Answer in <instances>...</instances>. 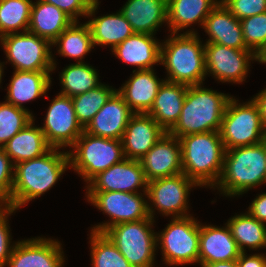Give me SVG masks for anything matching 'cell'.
<instances>
[{
	"label": "cell",
	"mask_w": 266,
	"mask_h": 267,
	"mask_svg": "<svg viewBox=\"0 0 266 267\" xmlns=\"http://www.w3.org/2000/svg\"><path fill=\"white\" fill-rule=\"evenodd\" d=\"M70 168L69 154L50 148L40 157L14 165L11 208L18 210L35 198L50 190Z\"/></svg>",
	"instance_id": "1"
},
{
	"label": "cell",
	"mask_w": 266,
	"mask_h": 267,
	"mask_svg": "<svg viewBox=\"0 0 266 267\" xmlns=\"http://www.w3.org/2000/svg\"><path fill=\"white\" fill-rule=\"evenodd\" d=\"M194 30L171 33L161 43L160 63L165 66V81L185 85H203L206 77L205 44Z\"/></svg>",
	"instance_id": "2"
},
{
	"label": "cell",
	"mask_w": 266,
	"mask_h": 267,
	"mask_svg": "<svg viewBox=\"0 0 266 267\" xmlns=\"http://www.w3.org/2000/svg\"><path fill=\"white\" fill-rule=\"evenodd\" d=\"M183 173L198 186L215 189L223 170L225 148L220 131L179 137Z\"/></svg>",
	"instance_id": "3"
},
{
	"label": "cell",
	"mask_w": 266,
	"mask_h": 267,
	"mask_svg": "<svg viewBox=\"0 0 266 267\" xmlns=\"http://www.w3.org/2000/svg\"><path fill=\"white\" fill-rule=\"evenodd\" d=\"M231 97L204 88L202 84L188 86L179 119L168 133L179 138L188 134L220 131Z\"/></svg>",
	"instance_id": "4"
},
{
	"label": "cell",
	"mask_w": 266,
	"mask_h": 267,
	"mask_svg": "<svg viewBox=\"0 0 266 267\" xmlns=\"http://www.w3.org/2000/svg\"><path fill=\"white\" fill-rule=\"evenodd\" d=\"M265 183V139L256 145L225 151L222 174L215 186L223 195L239 196Z\"/></svg>",
	"instance_id": "5"
},
{
	"label": "cell",
	"mask_w": 266,
	"mask_h": 267,
	"mask_svg": "<svg viewBox=\"0 0 266 267\" xmlns=\"http://www.w3.org/2000/svg\"><path fill=\"white\" fill-rule=\"evenodd\" d=\"M69 150L70 168H73L88 183L98 173L121 162L122 141L90 135L83 131Z\"/></svg>",
	"instance_id": "6"
},
{
	"label": "cell",
	"mask_w": 266,
	"mask_h": 267,
	"mask_svg": "<svg viewBox=\"0 0 266 267\" xmlns=\"http://www.w3.org/2000/svg\"><path fill=\"white\" fill-rule=\"evenodd\" d=\"M237 101L233 97L229 99L222 118L220 135L225 150L256 145L266 138V129L254 101L243 104Z\"/></svg>",
	"instance_id": "7"
},
{
	"label": "cell",
	"mask_w": 266,
	"mask_h": 267,
	"mask_svg": "<svg viewBox=\"0 0 266 267\" xmlns=\"http://www.w3.org/2000/svg\"><path fill=\"white\" fill-rule=\"evenodd\" d=\"M154 220L115 224L104 233L133 267H153L157 250Z\"/></svg>",
	"instance_id": "8"
},
{
	"label": "cell",
	"mask_w": 266,
	"mask_h": 267,
	"mask_svg": "<svg viewBox=\"0 0 266 267\" xmlns=\"http://www.w3.org/2000/svg\"><path fill=\"white\" fill-rule=\"evenodd\" d=\"M194 217H174L162 232L156 233V243L162 249L166 265L198 263L200 224Z\"/></svg>",
	"instance_id": "9"
},
{
	"label": "cell",
	"mask_w": 266,
	"mask_h": 267,
	"mask_svg": "<svg viewBox=\"0 0 266 267\" xmlns=\"http://www.w3.org/2000/svg\"><path fill=\"white\" fill-rule=\"evenodd\" d=\"M0 43L17 71H53L56 62L50 50L52 44L30 32H18L4 35Z\"/></svg>",
	"instance_id": "10"
},
{
	"label": "cell",
	"mask_w": 266,
	"mask_h": 267,
	"mask_svg": "<svg viewBox=\"0 0 266 267\" xmlns=\"http://www.w3.org/2000/svg\"><path fill=\"white\" fill-rule=\"evenodd\" d=\"M87 200L110 217V221L92 227V231L104 233L115 224L150 218L147 192L86 191ZM144 195V196H143Z\"/></svg>",
	"instance_id": "11"
},
{
	"label": "cell",
	"mask_w": 266,
	"mask_h": 267,
	"mask_svg": "<svg viewBox=\"0 0 266 267\" xmlns=\"http://www.w3.org/2000/svg\"><path fill=\"white\" fill-rule=\"evenodd\" d=\"M198 186L184 173L154 179L148 182L147 197L152 202L148 205L150 217L154 220L155 209L165 216L186 217L188 210V196L190 189ZM155 207L154 209L152 208Z\"/></svg>",
	"instance_id": "12"
},
{
	"label": "cell",
	"mask_w": 266,
	"mask_h": 267,
	"mask_svg": "<svg viewBox=\"0 0 266 267\" xmlns=\"http://www.w3.org/2000/svg\"><path fill=\"white\" fill-rule=\"evenodd\" d=\"M41 130L51 148H71L75 144L84 128L76 118L71 97L58 93L50 103Z\"/></svg>",
	"instance_id": "13"
},
{
	"label": "cell",
	"mask_w": 266,
	"mask_h": 267,
	"mask_svg": "<svg viewBox=\"0 0 266 267\" xmlns=\"http://www.w3.org/2000/svg\"><path fill=\"white\" fill-rule=\"evenodd\" d=\"M250 60L260 62V58L252 50L205 43L206 73L212 74L220 82L238 84L245 81Z\"/></svg>",
	"instance_id": "14"
},
{
	"label": "cell",
	"mask_w": 266,
	"mask_h": 267,
	"mask_svg": "<svg viewBox=\"0 0 266 267\" xmlns=\"http://www.w3.org/2000/svg\"><path fill=\"white\" fill-rule=\"evenodd\" d=\"M87 184L86 191L139 193V187L143 189L142 192H147L148 181L139 160L124 158L121 162L98 173Z\"/></svg>",
	"instance_id": "15"
},
{
	"label": "cell",
	"mask_w": 266,
	"mask_h": 267,
	"mask_svg": "<svg viewBox=\"0 0 266 267\" xmlns=\"http://www.w3.org/2000/svg\"><path fill=\"white\" fill-rule=\"evenodd\" d=\"M61 243L50 238H30L15 242L7 267H63Z\"/></svg>",
	"instance_id": "16"
},
{
	"label": "cell",
	"mask_w": 266,
	"mask_h": 267,
	"mask_svg": "<svg viewBox=\"0 0 266 267\" xmlns=\"http://www.w3.org/2000/svg\"><path fill=\"white\" fill-rule=\"evenodd\" d=\"M139 161L148 182L183 173L179 138L166 132Z\"/></svg>",
	"instance_id": "17"
},
{
	"label": "cell",
	"mask_w": 266,
	"mask_h": 267,
	"mask_svg": "<svg viewBox=\"0 0 266 267\" xmlns=\"http://www.w3.org/2000/svg\"><path fill=\"white\" fill-rule=\"evenodd\" d=\"M165 133L149 114H133L121 139L124 157L140 160Z\"/></svg>",
	"instance_id": "18"
},
{
	"label": "cell",
	"mask_w": 266,
	"mask_h": 267,
	"mask_svg": "<svg viewBox=\"0 0 266 267\" xmlns=\"http://www.w3.org/2000/svg\"><path fill=\"white\" fill-rule=\"evenodd\" d=\"M133 114L123 97L116 91L84 128V131L98 137L121 140Z\"/></svg>",
	"instance_id": "19"
},
{
	"label": "cell",
	"mask_w": 266,
	"mask_h": 267,
	"mask_svg": "<svg viewBox=\"0 0 266 267\" xmlns=\"http://www.w3.org/2000/svg\"><path fill=\"white\" fill-rule=\"evenodd\" d=\"M225 227L200 223L198 263L237 260L242 253L227 223Z\"/></svg>",
	"instance_id": "20"
},
{
	"label": "cell",
	"mask_w": 266,
	"mask_h": 267,
	"mask_svg": "<svg viewBox=\"0 0 266 267\" xmlns=\"http://www.w3.org/2000/svg\"><path fill=\"white\" fill-rule=\"evenodd\" d=\"M153 69L133 70V75L117 92L123 97L134 114L148 113L160 86V80Z\"/></svg>",
	"instance_id": "21"
},
{
	"label": "cell",
	"mask_w": 266,
	"mask_h": 267,
	"mask_svg": "<svg viewBox=\"0 0 266 267\" xmlns=\"http://www.w3.org/2000/svg\"><path fill=\"white\" fill-rule=\"evenodd\" d=\"M203 29L209 36L205 43H216L235 49H248L245 45L240 20L221 1L205 19Z\"/></svg>",
	"instance_id": "22"
},
{
	"label": "cell",
	"mask_w": 266,
	"mask_h": 267,
	"mask_svg": "<svg viewBox=\"0 0 266 267\" xmlns=\"http://www.w3.org/2000/svg\"><path fill=\"white\" fill-rule=\"evenodd\" d=\"M160 48L161 43L154 35L134 33L112 52L122 62L138 67L137 70H145L153 69V65L160 63Z\"/></svg>",
	"instance_id": "23"
},
{
	"label": "cell",
	"mask_w": 266,
	"mask_h": 267,
	"mask_svg": "<svg viewBox=\"0 0 266 267\" xmlns=\"http://www.w3.org/2000/svg\"><path fill=\"white\" fill-rule=\"evenodd\" d=\"M120 12L135 33L154 35L167 22V0H128Z\"/></svg>",
	"instance_id": "24"
},
{
	"label": "cell",
	"mask_w": 266,
	"mask_h": 267,
	"mask_svg": "<svg viewBox=\"0 0 266 267\" xmlns=\"http://www.w3.org/2000/svg\"><path fill=\"white\" fill-rule=\"evenodd\" d=\"M188 85L164 81L160 86L151 109L148 111L155 122L168 132L178 121Z\"/></svg>",
	"instance_id": "25"
},
{
	"label": "cell",
	"mask_w": 266,
	"mask_h": 267,
	"mask_svg": "<svg viewBox=\"0 0 266 267\" xmlns=\"http://www.w3.org/2000/svg\"><path fill=\"white\" fill-rule=\"evenodd\" d=\"M51 72L15 70L7 87L5 101L28 111L22 104L46 94L52 82L49 74Z\"/></svg>",
	"instance_id": "26"
},
{
	"label": "cell",
	"mask_w": 266,
	"mask_h": 267,
	"mask_svg": "<svg viewBox=\"0 0 266 267\" xmlns=\"http://www.w3.org/2000/svg\"><path fill=\"white\" fill-rule=\"evenodd\" d=\"M74 21L58 7L43 0L33 2L28 32L51 44Z\"/></svg>",
	"instance_id": "27"
},
{
	"label": "cell",
	"mask_w": 266,
	"mask_h": 267,
	"mask_svg": "<svg viewBox=\"0 0 266 267\" xmlns=\"http://www.w3.org/2000/svg\"><path fill=\"white\" fill-rule=\"evenodd\" d=\"M34 121L33 119L2 147L13 165L40 157L51 148L41 127L34 126Z\"/></svg>",
	"instance_id": "28"
},
{
	"label": "cell",
	"mask_w": 266,
	"mask_h": 267,
	"mask_svg": "<svg viewBox=\"0 0 266 267\" xmlns=\"http://www.w3.org/2000/svg\"><path fill=\"white\" fill-rule=\"evenodd\" d=\"M218 0H167V25L171 33H178L192 24L202 27Z\"/></svg>",
	"instance_id": "29"
},
{
	"label": "cell",
	"mask_w": 266,
	"mask_h": 267,
	"mask_svg": "<svg viewBox=\"0 0 266 267\" xmlns=\"http://www.w3.org/2000/svg\"><path fill=\"white\" fill-rule=\"evenodd\" d=\"M86 23L89 25L94 46L111 45V49H114L135 33L120 10L115 14L91 18Z\"/></svg>",
	"instance_id": "30"
},
{
	"label": "cell",
	"mask_w": 266,
	"mask_h": 267,
	"mask_svg": "<svg viewBox=\"0 0 266 267\" xmlns=\"http://www.w3.org/2000/svg\"><path fill=\"white\" fill-rule=\"evenodd\" d=\"M227 224L241 252H246V247L250 250L266 247V225L248 212L233 216Z\"/></svg>",
	"instance_id": "31"
},
{
	"label": "cell",
	"mask_w": 266,
	"mask_h": 267,
	"mask_svg": "<svg viewBox=\"0 0 266 267\" xmlns=\"http://www.w3.org/2000/svg\"><path fill=\"white\" fill-rule=\"evenodd\" d=\"M78 23L73 22L66 28L52 43V47L53 45H58L57 53L60 56L74 58L77 62H83L82 59L91 51L94 45L89 25L86 22L80 25Z\"/></svg>",
	"instance_id": "32"
},
{
	"label": "cell",
	"mask_w": 266,
	"mask_h": 267,
	"mask_svg": "<svg viewBox=\"0 0 266 267\" xmlns=\"http://www.w3.org/2000/svg\"><path fill=\"white\" fill-rule=\"evenodd\" d=\"M98 72L85 62L71 64L60 73V83L63 86L59 94L71 98L95 89L101 84Z\"/></svg>",
	"instance_id": "33"
},
{
	"label": "cell",
	"mask_w": 266,
	"mask_h": 267,
	"mask_svg": "<svg viewBox=\"0 0 266 267\" xmlns=\"http://www.w3.org/2000/svg\"><path fill=\"white\" fill-rule=\"evenodd\" d=\"M32 4L31 0H0V38L28 31Z\"/></svg>",
	"instance_id": "34"
},
{
	"label": "cell",
	"mask_w": 266,
	"mask_h": 267,
	"mask_svg": "<svg viewBox=\"0 0 266 267\" xmlns=\"http://www.w3.org/2000/svg\"><path fill=\"white\" fill-rule=\"evenodd\" d=\"M116 91L117 89L101 83L95 89L71 98L76 118L83 128L90 123L101 107L107 103Z\"/></svg>",
	"instance_id": "35"
},
{
	"label": "cell",
	"mask_w": 266,
	"mask_h": 267,
	"mask_svg": "<svg viewBox=\"0 0 266 267\" xmlns=\"http://www.w3.org/2000/svg\"><path fill=\"white\" fill-rule=\"evenodd\" d=\"M92 267H133L105 233H90Z\"/></svg>",
	"instance_id": "36"
},
{
	"label": "cell",
	"mask_w": 266,
	"mask_h": 267,
	"mask_svg": "<svg viewBox=\"0 0 266 267\" xmlns=\"http://www.w3.org/2000/svg\"><path fill=\"white\" fill-rule=\"evenodd\" d=\"M34 115L7 101L0 103V147H3L16 133L28 125Z\"/></svg>",
	"instance_id": "37"
},
{
	"label": "cell",
	"mask_w": 266,
	"mask_h": 267,
	"mask_svg": "<svg viewBox=\"0 0 266 267\" xmlns=\"http://www.w3.org/2000/svg\"><path fill=\"white\" fill-rule=\"evenodd\" d=\"M240 22L246 47L261 58L266 53V12Z\"/></svg>",
	"instance_id": "38"
},
{
	"label": "cell",
	"mask_w": 266,
	"mask_h": 267,
	"mask_svg": "<svg viewBox=\"0 0 266 267\" xmlns=\"http://www.w3.org/2000/svg\"><path fill=\"white\" fill-rule=\"evenodd\" d=\"M50 3L65 14H67L74 22H78L79 16H85L87 18L95 15L98 10V0H43ZM97 9V10H96ZM89 16V17H88Z\"/></svg>",
	"instance_id": "39"
},
{
	"label": "cell",
	"mask_w": 266,
	"mask_h": 267,
	"mask_svg": "<svg viewBox=\"0 0 266 267\" xmlns=\"http://www.w3.org/2000/svg\"><path fill=\"white\" fill-rule=\"evenodd\" d=\"M13 180L14 165L2 147H0V203L10 208Z\"/></svg>",
	"instance_id": "40"
},
{
	"label": "cell",
	"mask_w": 266,
	"mask_h": 267,
	"mask_svg": "<svg viewBox=\"0 0 266 267\" xmlns=\"http://www.w3.org/2000/svg\"><path fill=\"white\" fill-rule=\"evenodd\" d=\"M239 20L266 12V0H220Z\"/></svg>",
	"instance_id": "41"
},
{
	"label": "cell",
	"mask_w": 266,
	"mask_h": 267,
	"mask_svg": "<svg viewBox=\"0 0 266 267\" xmlns=\"http://www.w3.org/2000/svg\"><path fill=\"white\" fill-rule=\"evenodd\" d=\"M16 210L13 208L4 206L0 210V267L7 265L8 259L11 256L14 245H11L12 238L10 235V227L7 220L9 215L14 213Z\"/></svg>",
	"instance_id": "42"
},
{
	"label": "cell",
	"mask_w": 266,
	"mask_h": 267,
	"mask_svg": "<svg viewBox=\"0 0 266 267\" xmlns=\"http://www.w3.org/2000/svg\"><path fill=\"white\" fill-rule=\"evenodd\" d=\"M248 213L266 224V193L259 194L248 207Z\"/></svg>",
	"instance_id": "43"
},
{
	"label": "cell",
	"mask_w": 266,
	"mask_h": 267,
	"mask_svg": "<svg viewBox=\"0 0 266 267\" xmlns=\"http://www.w3.org/2000/svg\"><path fill=\"white\" fill-rule=\"evenodd\" d=\"M247 253L242 252L237 258L236 262L238 267H266L265 255L264 254H252L246 255Z\"/></svg>",
	"instance_id": "44"
},
{
	"label": "cell",
	"mask_w": 266,
	"mask_h": 267,
	"mask_svg": "<svg viewBox=\"0 0 266 267\" xmlns=\"http://www.w3.org/2000/svg\"><path fill=\"white\" fill-rule=\"evenodd\" d=\"M256 104L262 125L266 129V88L259 92L255 97L252 99Z\"/></svg>",
	"instance_id": "45"
},
{
	"label": "cell",
	"mask_w": 266,
	"mask_h": 267,
	"mask_svg": "<svg viewBox=\"0 0 266 267\" xmlns=\"http://www.w3.org/2000/svg\"><path fill=\"white\" fill-rule=\"evenodd\" d=\"M201 267H238L236 260L201 264Z\"/></svg>",
	"instance_id": "46"
},
{
	"label": "cell",
	"mask_w": 266,
	"mask_h": 267,
	"mask_svg": "<svg viewBox=\"0 0 266 267\" xmlns=\"http://www.w3.org/2000/svg\"><path fill=\"white\" fill-rule=\"evenodd\" d=\"M4 63H0V84H1V79H2V76H3V67H4V65H3Z\"/></svg>",
	"instance_id": "47"
},
{
	"label": "cell",
	"mask_w": 266,
	"mask_h": 267,
	"mask_svg": "<svg viewBox=\"0 0 266 267\" xmlns=\"http://www.w3.org/2000/svg\"><path fill=\"white\" fill-rule=\"evenodd\" d=\"M260 63H266V53L260 58Z\"/></svg>",
	"instance_id": "48"
},
{
	"label": "cell",
	"mask_w": 266,
	"mask_h": 267,
	"mask_svg": "<svg viewBox=\"0 0 266 267\" xmlns=\"http://www.w3.org/2000/svg\"><path fill=\"white\" fill-rule=\"evenodd\" d=\"M4 207V205L2 203H0V210Z\"/></svg>",
	"instance_id": "49"
},
{
	"label": "cell",
	"mask_w": 266,
	"mask_h": 267,
	"mask_svg": "<svg viewBox=\"0 0 266 267\" xmlns=\"http://www.w3.org/2000/svg\"><path fill=\"white\" fill-rule=\"evenodd\" d=\"M265 154H266V138H265Z\"/></svg>",
	"instance_id": "50"
}]
</instances>
